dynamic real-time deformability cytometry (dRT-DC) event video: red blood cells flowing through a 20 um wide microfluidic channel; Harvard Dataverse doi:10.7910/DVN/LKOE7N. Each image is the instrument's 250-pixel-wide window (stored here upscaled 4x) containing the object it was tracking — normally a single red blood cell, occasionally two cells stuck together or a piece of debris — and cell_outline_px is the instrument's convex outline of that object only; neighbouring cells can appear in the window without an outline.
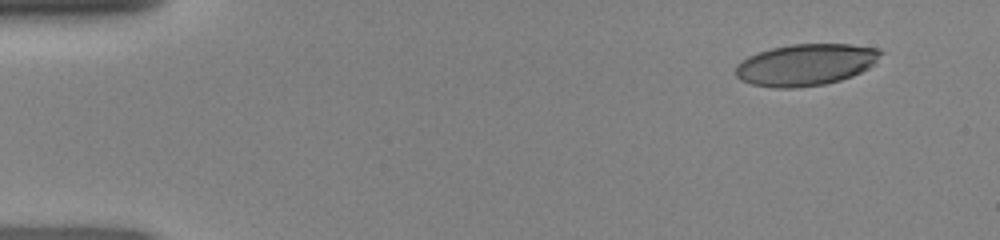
{"species": "human", "species_latin": "Homo sapiens", "temperature_condition": "room temperature", "stored_images_in_passage": 45, "camera_frame_rate_fps": 3000, "um_per_image_px": 0.085, "donor": {"sex": "female"}, "frame": {"image": 1, "passage_image": 1, "time_ms": 0.0, "image_size_px": [1000, 240], "cell_outline_px": [[884, 52], [876, 64], [852, 76], [840, 80], [824, 84], [792, 88], [776, 88], [752, 84], [740, 80], [736, 76], [736, 64], [748, 56], [772, 48], [792, 44], [848, 44], [876, 48]], "centroid_in_image_um": [68.51, 5.5], "position_along_channel_um": 16.5, "area_um2": 35.2}}
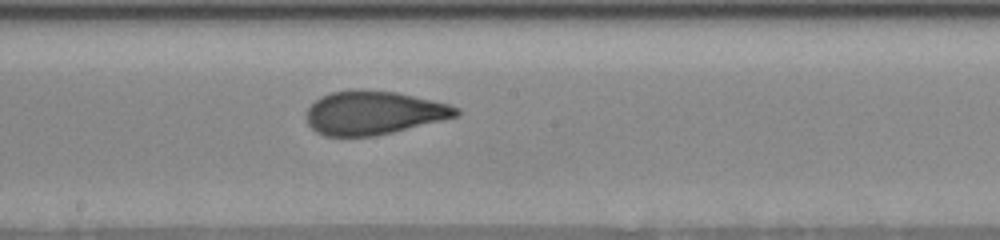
{"frame": {"image": 2, "passage_image": 23, "time_ms": 7.333, "image_size_px": [1000, 240], "cell_outline_px": [[460, 116], [376, 136], [324, 136], [316, 132], [308, 124], [308, 108], [320, 96], [332, 92], [356, 88], [396, 92], [432, 100], [448, 104], [460, 108]], "centroid_in_image_um": [31.78, 9.58], "position_along_channel_um": 216.4, "area_um2": 38.15}}
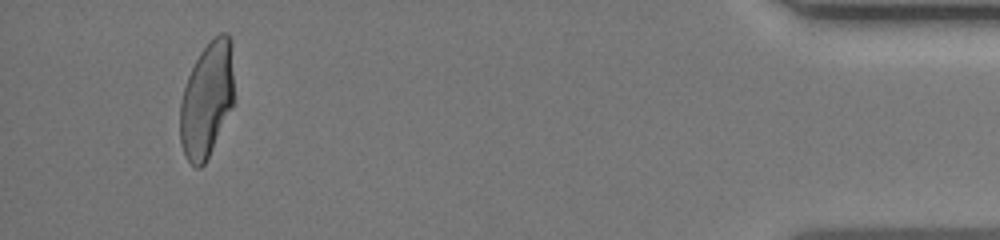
{"frame": {"image": 3, "passage_image": 42, "time_ms": 13.667, "image_size_px": [1000, 240], "cell_outline_px": [[232, 104], [212, 148], [204, 164], [200, 168], [196, 168], [188, 160], [180, 144], [180, 100], [188, 76], [200, 52], [220, 32], [228, 32], [232, 40]], "centroid_in_image_um": [17.55, 8.44], "position_along_channel_um": 417.6, "area_um2": 35.55}}